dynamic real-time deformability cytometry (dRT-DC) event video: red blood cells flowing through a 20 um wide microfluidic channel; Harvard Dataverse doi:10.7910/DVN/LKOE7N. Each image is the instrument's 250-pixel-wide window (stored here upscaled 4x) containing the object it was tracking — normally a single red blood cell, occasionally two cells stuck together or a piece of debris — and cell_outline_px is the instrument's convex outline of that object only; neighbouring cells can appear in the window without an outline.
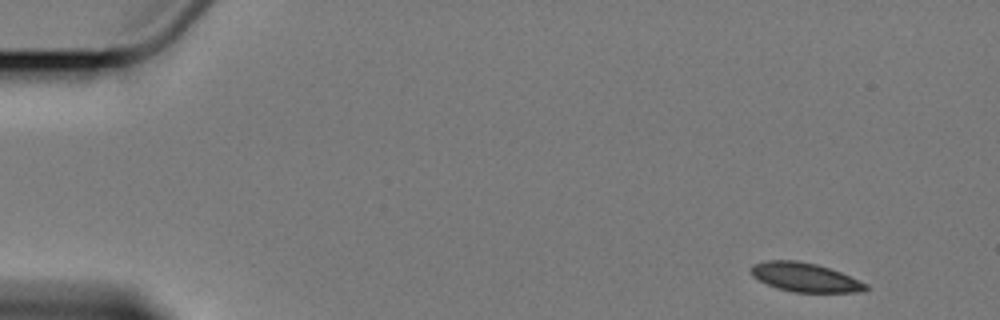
{"species": "Egyptian fruit bat (a non-hibernating species)", "species_latin": "Rousettus aegyptiacus", "temperature_condition": "cold", "stored_images_in_passage": 4, "camera_frame_rate_fps": 3000, "um_per_image_px": 0.085, "animal": {"sex": "female"}, "frame": {"image": 1, "passage_image": 1, "time_ms": 0.0, "image_size_px": [1000, 320], "cell_outline_px": [[872, 288], [856, 292], [792, 292], [776, 288], [752, 276], [752, 264], [768, 260], [796, 260], [816, 264], [840, 272], [868, 284]], "centroid_in_image_um": [68.44, 23.57], "position_along_channel_um": 16.6, "area_um2": 19.25}}